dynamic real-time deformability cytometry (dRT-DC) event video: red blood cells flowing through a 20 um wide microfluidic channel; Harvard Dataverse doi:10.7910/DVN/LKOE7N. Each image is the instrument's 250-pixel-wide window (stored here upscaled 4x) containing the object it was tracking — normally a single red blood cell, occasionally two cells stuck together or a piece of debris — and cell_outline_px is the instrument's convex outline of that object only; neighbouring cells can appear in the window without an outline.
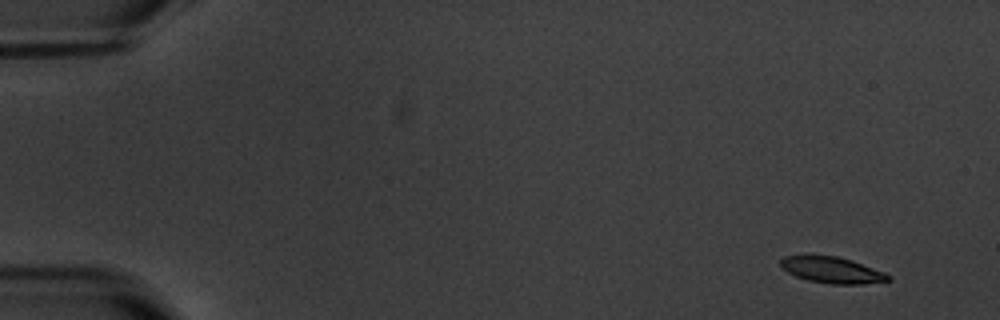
{"species": "common noctule bat (a hibernating species)", "species_latin": "Nyctalus noctula", "temperature_condition": "warm", "stored_images_in_passage": 5, "segment_of_instrument_passage": [1, 2], "camera_frame_rate_fps": 3000, "um_per_image_px": 0.085, "animal": {"sex": "male", "body_mass_g": 20.1, "forearm_length_mm": 53.5}, "frame": {"image": 1, "passage_image": 1, "time_ms": 0.0, "image_size_px": [1000, 320], "cell_outline_px": [[892, 280], [864, 284], [832, 284], [808, 280], [796, 276], [788, 272], [780, 264], [780, 260], [784, 256], [836, 256], [852, 260], [884, 272], [892, 276]], "centroid_in_image_um": [70.77, 22.96], "position_along_channel_um": 14.2, "area_um2": 16.24}}
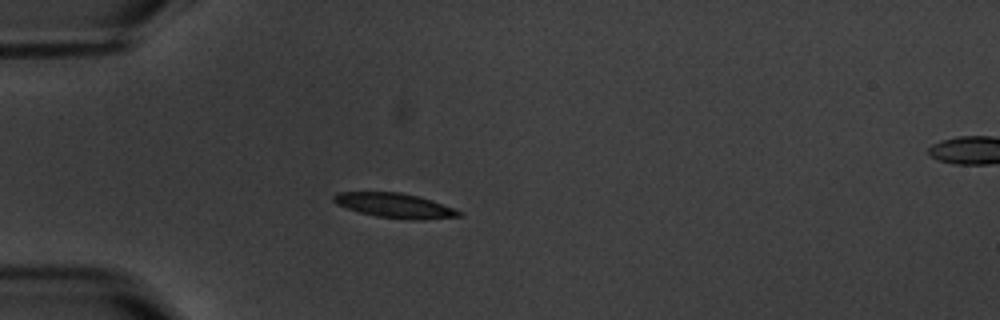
{"frame": {"image": 2, "passage_image": 4, "time_ms": 4.333, "image_size_px": [1000, 320], "cell_outline_px": [[464, 212], [460, 216], [424, 220], [404, 220], [376, 216], [360, 212], [336, 204], [332, 200], [332, 196], [336, 192], [400, 192], [420, 196], [432, 200]], "centroid_in_image_um": [33.57, 17.47], "position_along_channel_um": 51.4, "area_um2": 18.21}}